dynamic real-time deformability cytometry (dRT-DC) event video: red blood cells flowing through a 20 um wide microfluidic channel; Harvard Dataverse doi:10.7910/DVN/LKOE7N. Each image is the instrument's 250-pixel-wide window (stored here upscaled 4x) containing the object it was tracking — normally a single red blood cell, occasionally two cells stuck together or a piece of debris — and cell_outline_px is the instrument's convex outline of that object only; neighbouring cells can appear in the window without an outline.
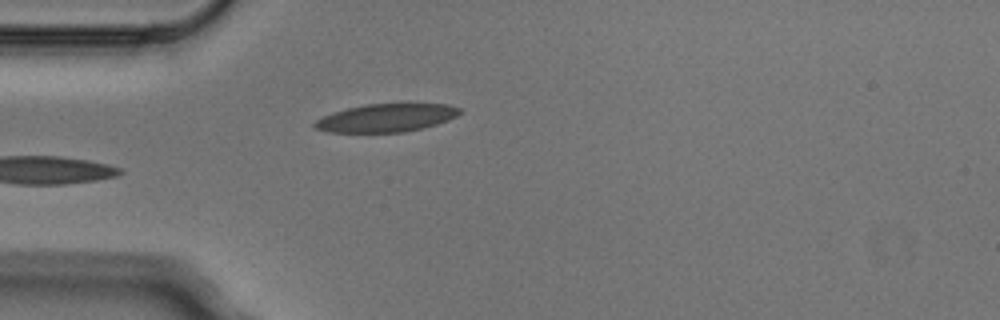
{"species": "Egyptian fruit bat (a non-hibernating species)", "species_latin": "Rousettus aegyptiacus", "temperature_condition": "cold", "stored_images_in_passage": 4, "camera_frame_rate_fps": 3000, "um_per_image_px": 0.085, "animal": {"sex": "male"}, "frame": {"image": 1, "passage_image": 4, "time_ms": 1.0, "image_size_px": [1000, 320], "cell_outline_px": [[464, 112], [448, 120], [424, 128], [404, 132], [328, 132], [316, 128], [312, 124], [316, 120], [332, 112], [364, 104], [408, 100], [448, 104], [460, 108]], "centroid_in_image_um": [32.94, 9.95], "position_along_channel_um": 52.1, "area_um2": 24.91}}